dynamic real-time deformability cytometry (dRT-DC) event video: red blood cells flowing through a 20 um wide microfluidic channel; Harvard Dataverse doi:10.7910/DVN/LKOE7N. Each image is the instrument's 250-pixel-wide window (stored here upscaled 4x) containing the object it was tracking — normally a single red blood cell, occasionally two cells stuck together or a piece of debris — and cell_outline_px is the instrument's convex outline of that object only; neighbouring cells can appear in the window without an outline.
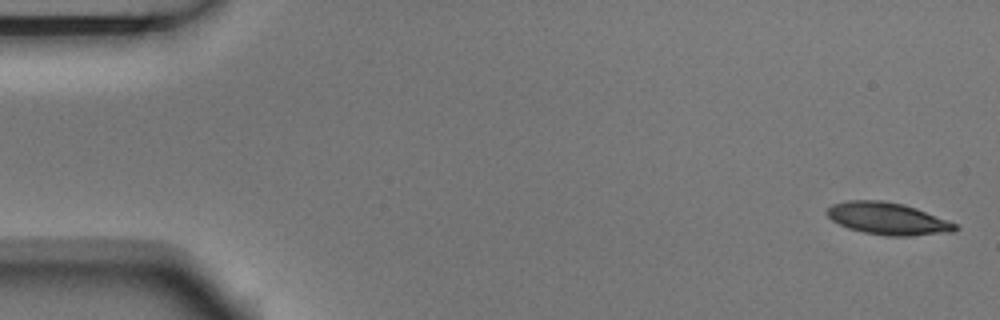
{"species": "Egyptian fruit bat (a non-hibernating species)", "species_latin": "Rousettus aegyptiacus", "temperature_condition": "room temperature", "stored_images_in_passage": 6, "segment_of_instrument_passage": [1, 2], "camera_frame_rate_fps": 3000, "um_per_image_px": 0.085, "animal": {"sex": "male"}, "frame": {"image": 1, "passage_image": 1, "time_ms": 0.0, "image_size_px": [1000, 320], "cell_outline_px": [[960, 228], [952, 232], [908, 236], [888, 236], [864, 232], [848, 228], [832, 220], [828, 216], [828, 208], [832, 204], [848, 200], [880, 200], [900, 204], [916, 208], [960, 224]], "centroid_in_image_um": [75.52, 18.59], "position_along_channel_um": 9.5, "area_um2": 23.93}}